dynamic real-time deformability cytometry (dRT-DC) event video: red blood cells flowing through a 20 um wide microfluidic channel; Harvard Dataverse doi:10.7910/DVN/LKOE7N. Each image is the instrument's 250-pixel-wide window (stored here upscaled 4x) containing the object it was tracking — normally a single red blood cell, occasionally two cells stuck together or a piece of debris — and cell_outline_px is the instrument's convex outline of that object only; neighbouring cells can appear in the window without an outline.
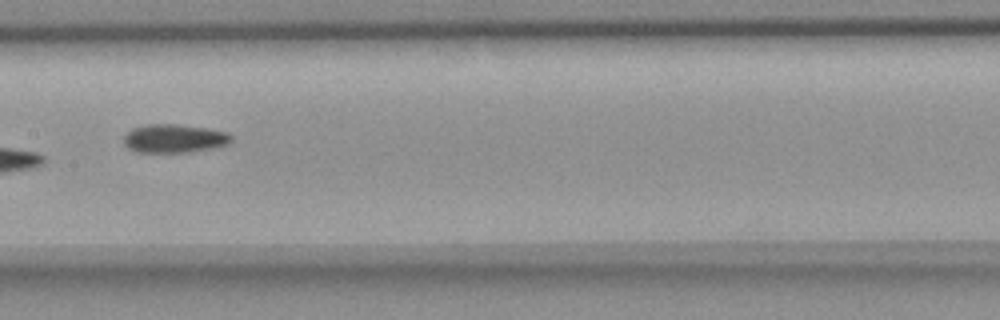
{"species": "common noctule bat (a hibernating species)", "species_latin": "Nyctalus noctula", "temperature_condition": "room temperature", "stored_images_in_passage": 14, "camera_frame_rate_fps": 3000, "um_per_image_px": 0.085, "animal": {"sex": "female", "body_mass_g": 18.4}, "frame": {"image": 1, "passage_image": 7, "time_ms": 2.0, "image_size_px": [1000, 320], "cell_outline_px": [[232, 140], [228, 144], [212, 148], [188, 152], [136, 152], [128, 148], [124, 144], [124, 136], [132, 128], [144, 124], [176, 124], [208, 128], [228, 132], [232, 136]], "centroid_in_image_um": [14.81, 11.76], "position_along_channel_um": 192.6, "area_um2": 17.98}}
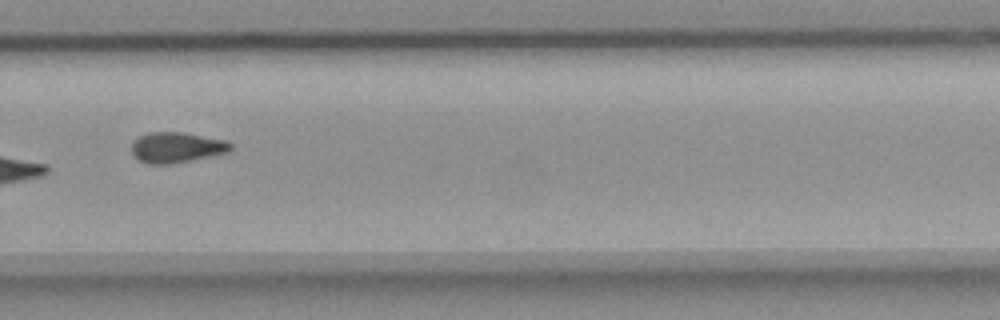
{"frame": {"image": 2, "passage_image": 10, "time_ms": 3.0, "image_size_px": [1000, 320], "cell_outline_px": [[232, 148], [228, 152], [168, 164], [144, 164], [132, 156], [132, 144], [140, 136], [148, 132], [184, 132], [224, 140], [232, 144]], "centroid_in_image_um": [14.96, 12.53], "position_along_channel_um": 314.8, "area_um2": 17.46}}
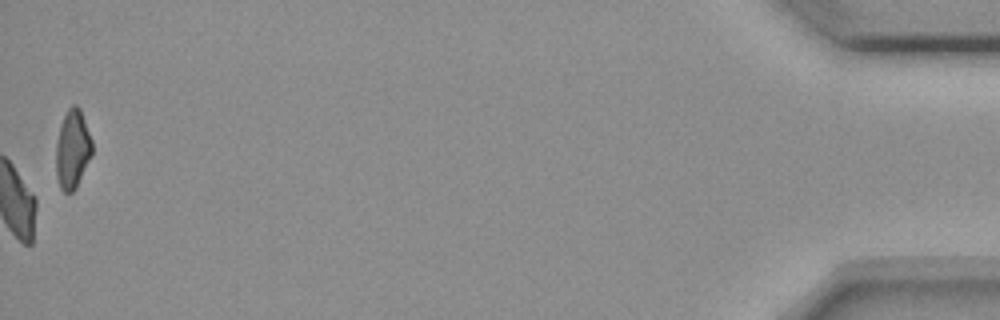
{"frame": {"image": 3, "passage_image": 14, "time_ms": 4.333, "image_size_px": [1000, 320], "cell_outline_px": [[92, 156], [76, 188], [72, 192], [64, 192], [60, 188], [56, 176], [56, 144], [60, 124], [68, 108], [72, 104], [76, 104], [80, 108], [92, 140]], "centroid_in_image_um": [6.17, 12.69], "position_along_channel_um": 429.0, "area_um2": 16.76}}